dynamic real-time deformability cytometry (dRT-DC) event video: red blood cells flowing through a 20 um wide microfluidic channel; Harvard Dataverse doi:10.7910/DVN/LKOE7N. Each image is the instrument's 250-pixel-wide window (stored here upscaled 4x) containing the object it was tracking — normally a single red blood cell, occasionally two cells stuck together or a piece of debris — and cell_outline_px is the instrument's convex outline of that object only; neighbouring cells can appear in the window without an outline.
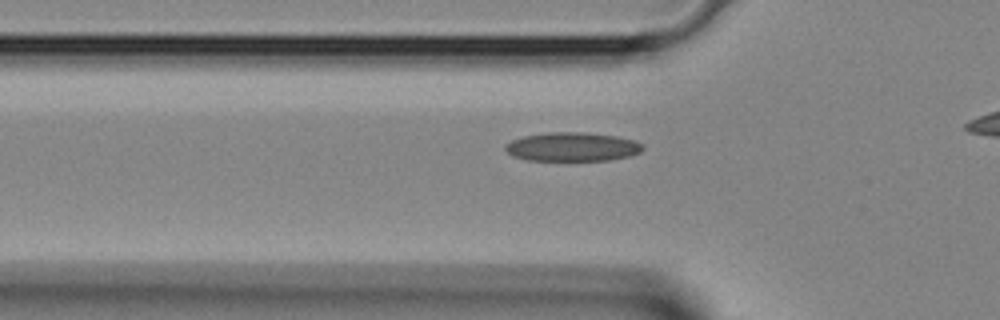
{"species": "Egyptian fruit bat (a non-hibernating species)", "species_latin": "Rousettus aegyptiacus", "temperature_condition": "room temperature", "stored_images_in_passage": 30, "camera_frame_rate_fps": 3000, "um_per_image_px": 0.085, "animal": {"sex": "female"}, "frame": {"image": 1, "passage_image": 9, "time_ms": 2.667, "image_size_px": [1000, 320], "cell_outline_px": [[644, 148], [640, 152], [632, 156], [608, 160], [528, 160], [512, 156], [504, 148], [504, 144], [512, 140], [524, 136], [548, 132], [584, 132], [616, 136], [636, 140], [644, 144]], "centroid_in_image_um": [48.68, 12.47], "position_along_channel_um": 77.1, "area_um2": 23.29}}
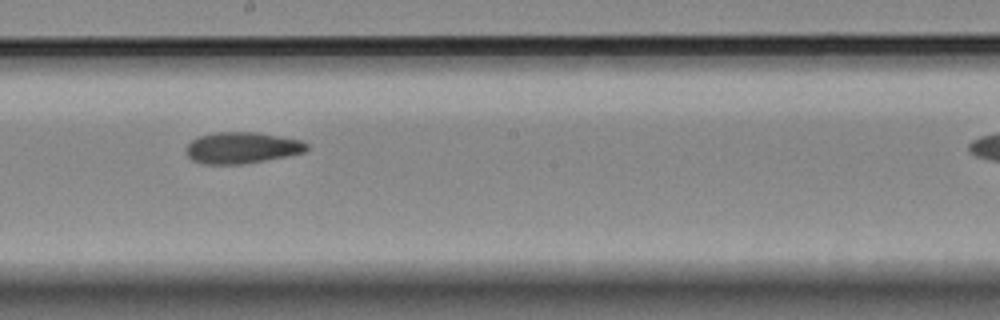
{"frame": {"image": 2, "passage_image": 18, "time_ms": 5.667, "image_size_px": [1000, 320], "cell_outline_px": [[308, 148], [304, 152], [288, 156], [244, 164], [200, 164], [192, 160], [184, 152], [184, 148], [192, 140], [200, 136], [216, 132], [256, 132], [300, 140], [308, 144]], "centroid_in_image_um": [20.52, 12.57], "position_along_channel_um": 227.7, "area_um2": 22.14}}
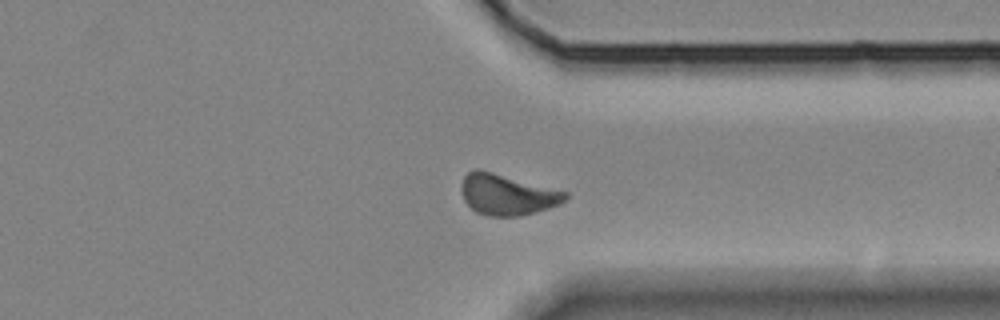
{"frame": {"image": 3, "passage_image": 26, "time_ms": 8.333, "image_size_px": [1000, 320], "cell_outline_px": [[568, 196], [560, 204], [536, 212], [520, 216], [488, 216], [476, 212], [464, 200], [460, 188], [464, 176], [468, 172], [476, 168], [492, 172], [568, 192]], "centroid_in_image_um": [43.09, 16.54], "position_along_channel_um": 368.3, "area_um2": 24.62}}